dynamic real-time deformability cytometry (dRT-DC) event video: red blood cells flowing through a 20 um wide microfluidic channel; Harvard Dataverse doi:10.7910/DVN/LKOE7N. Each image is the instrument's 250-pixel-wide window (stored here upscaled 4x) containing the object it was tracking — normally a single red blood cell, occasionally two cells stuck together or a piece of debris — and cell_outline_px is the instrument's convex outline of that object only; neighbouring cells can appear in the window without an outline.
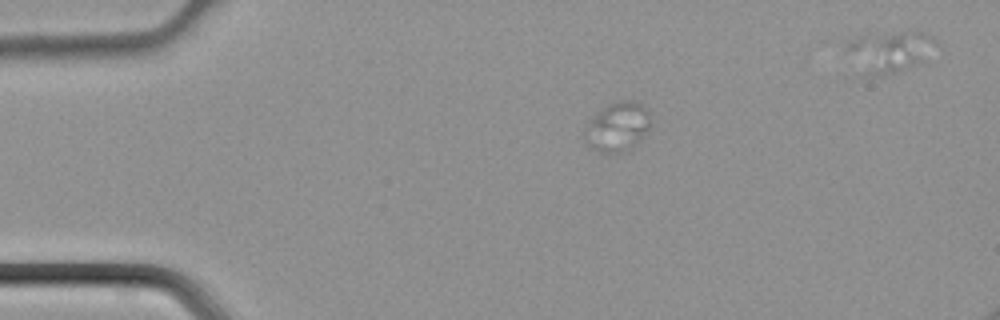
{"species": "common noctule bat (a hibernating species)", "species_latin": "Nyctalus noctula", "temperature_condition": "cold", "stored_images_in_passage": 3, "camera_frame_rate_fps": 3000, "um_per_image_px": 0.085, "animal": {"sex": "male", "body_mass_g": 21.5, "forearm_length_mm": 52.0}, "frame": {"image": 1, "passage_image": 1, "time_ms": 0.0, "image_size_px": [1000, 320], "cell_outline_px": [[648, 128], [624, 152], [600, 152], [592, 148], [584, 140], [580, 132], [588, 120], [592, 116], [604, 108], [620, 100], [628, 100], [640, 104], [648, 112]], "centroid_in_image_um": [52.35, 10.78], "position_along_channel_um": 32.6, "area_um2": 18.26}}